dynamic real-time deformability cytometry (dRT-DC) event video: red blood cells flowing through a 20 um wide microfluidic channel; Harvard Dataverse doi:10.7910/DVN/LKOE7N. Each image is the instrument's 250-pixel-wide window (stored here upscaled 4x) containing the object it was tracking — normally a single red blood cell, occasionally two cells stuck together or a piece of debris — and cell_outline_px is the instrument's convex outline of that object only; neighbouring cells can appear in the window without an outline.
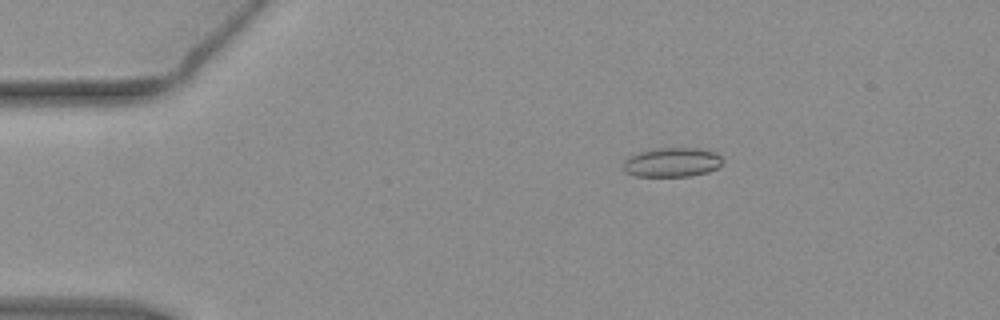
{"species": "common noctule bat (a hibernating species)", "species_latin": "Nyctalus noctula", "temperature_condition": "warm", "stored_images_in_passage": 54, "camera_frame_rate_fps": 3000, "um_per_image_px": 0.085, "animal": {"sex": "female", "body_mass_g": 19.3, "forearm_length_mm": 54.1}, "frame": {"image": 1, "passage_image": 10, "time_ms": 3.0, "image_size_px": [1000, 320], "cell_outline_px": [[720, 168], [708, 172], [688, 176], [636, 176], [624, 172], [624, 160], [628, 156], [640, 152], [656, 148], [700, 148], [716, 152], [720, 156]], "centroid_in_image_um": [57.12, 13.79], "position_along_channel_um": 27.9, "area_um2": 16.99}}
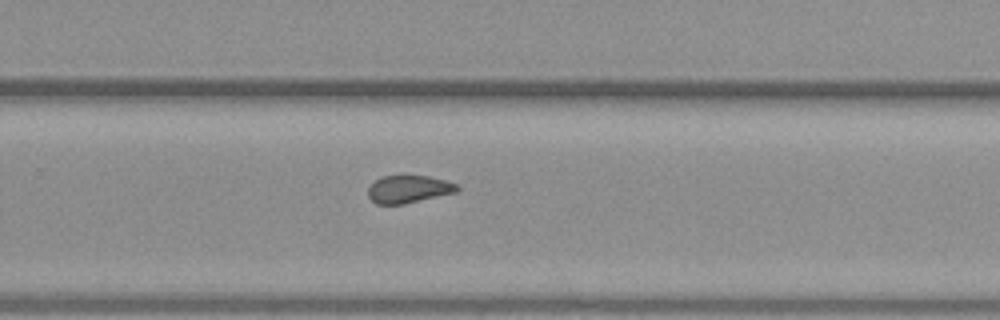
{"frame": {"image": 2, "passage_image": 36, "time_ms": 11.667, "image_size_px": [1000, 320], "cell_outline_px": [[460, 188], [456, 192], [404, 204], [376, 204], [368, 196], [368, 188], [380, 176], [428, 176], [444, 180], [456, 184]], "centroid_in_image_um": [34.72, 16.08], "position_along_channel_um": 295.1, "area_um2": 14.16}}
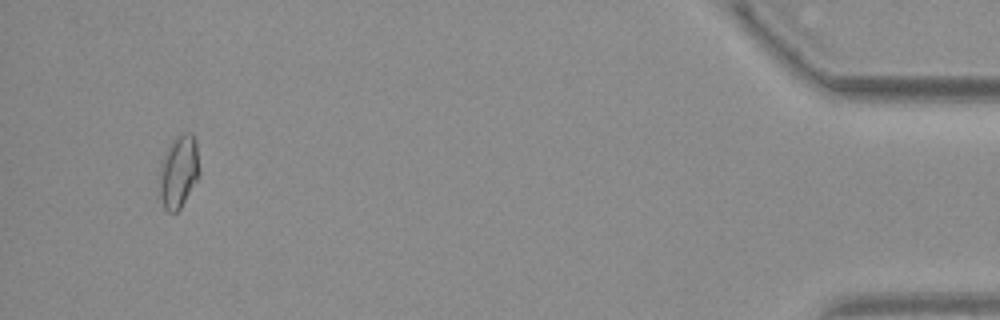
{"frame": {"image": 3, "passage_image": 52, "time_ms": 17.0, "image_size_px": [1000, 320], "cell_outline_px": [[200, 176], [180, 208], [176, 212], [168, 212], [164, 208], [160, 196], [160, 160], [172, 140], [176, 136], [184, 132], [192, 132], [196, 144], [200, 172]], "centroid_in_image_um": [15.19, 14.56], "position_along_channel_um": 420.0, "area_um2": 17.05}, "authors_computed_cell_mechanics": {"area_um2": 15.4326, "velocity_mm_per_s": 3.8217, "shape_relaxation_time_tau1_ms": null, "shape_relaxation_time_tau2_ms": 1.9227, "deformation_change_tau1": null, "deformation_change_tau2": 0.0875}}